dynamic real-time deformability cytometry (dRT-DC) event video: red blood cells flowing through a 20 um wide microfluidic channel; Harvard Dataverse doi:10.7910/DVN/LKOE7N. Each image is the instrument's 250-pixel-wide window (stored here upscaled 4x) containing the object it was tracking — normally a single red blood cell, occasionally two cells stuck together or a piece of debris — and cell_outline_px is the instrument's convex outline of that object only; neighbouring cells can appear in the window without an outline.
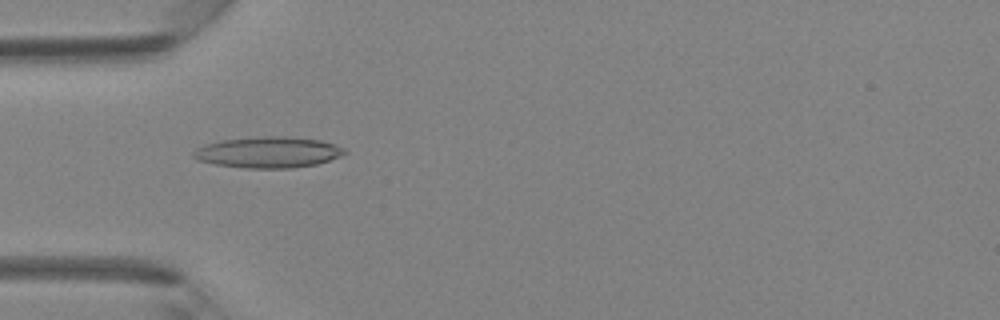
{"species": "Egyptian fruit bat (a non-hibernating species)", "species_latin": "Rousettus aegyptiacus", "temperature_condition": "room temperature", "stored_images_in_passage": 41, "camera_frame_rate_fps": 3000, "um_per_image_px": 0.085, "animal": {"sex": "female"}, "frame": {"image": 1, "passage_image": 13, "time_ms": 4.0, "image_size_px": [1000, 320], "cell_outline_px": [[348, 152], [340, 156], [316, 164], [292, 168], [244, 168], [216, 164], [196, 160], [192, 156], [192, 152], [196, 148], [204, 144], [220, 140], [264, 136], [284, 136], [320, 140], [344, 148]], "centroid_in_image_um": [22.75, 12.94], "position_along_channel_um": 62.3, "area_um2": 27.34}}
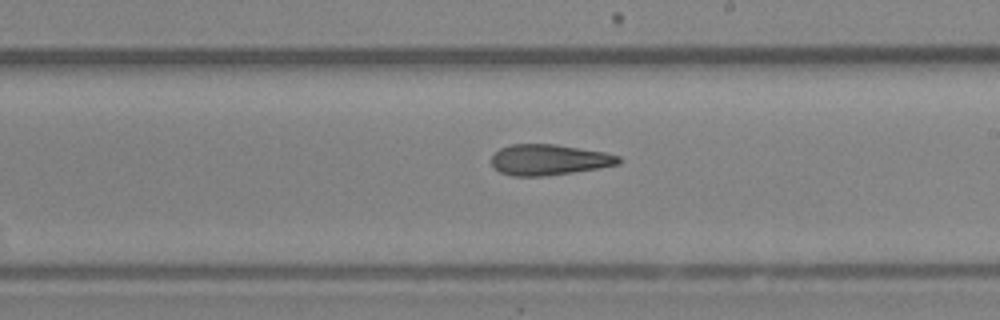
{"frame": {"image": 2, "passage_image": 24, "time_ms": 7.667, "image_size_px": [1000, 320], "cell_outline_px": [[620, 164], [600, 168], [544, 176], [512, 176], [500, 172], [492, 164], [492, 156], [500, 148], [512, 144], [556, 144], [604, 152], [620, 156]], "centroid_in_image_um": [46.68, 13.58], "position_along_channel_um": 242.3, "area_um2": 22.72}}
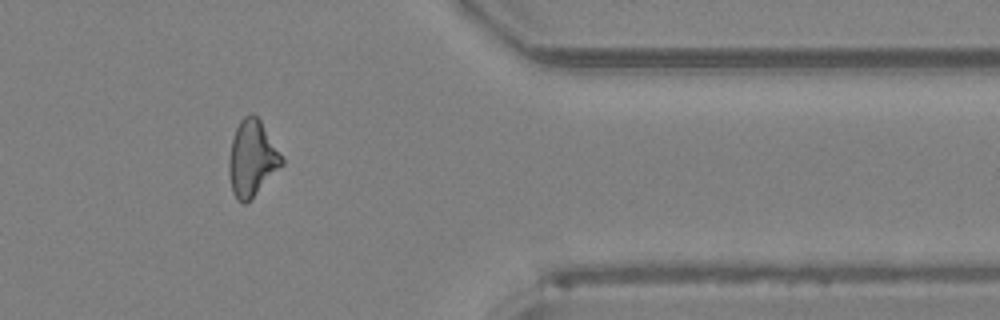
{"frame": {"image": 3, "passage_image": 34, "time_ms": 11.0, "image_size_px": [1000, 320], "cell_outline_px": [[284, 164], [244, 204], [236, 200], [232, 192], [228, 172], [228, 160], [232, 140], [236, 128], [240, 120], [244, 116], [252, 112], [260, 120], [284, 160]], "centroid_in_image_um": [21.39, 13.45], "position_along_channel_um": 390.0, "area_um2": 23.0}}